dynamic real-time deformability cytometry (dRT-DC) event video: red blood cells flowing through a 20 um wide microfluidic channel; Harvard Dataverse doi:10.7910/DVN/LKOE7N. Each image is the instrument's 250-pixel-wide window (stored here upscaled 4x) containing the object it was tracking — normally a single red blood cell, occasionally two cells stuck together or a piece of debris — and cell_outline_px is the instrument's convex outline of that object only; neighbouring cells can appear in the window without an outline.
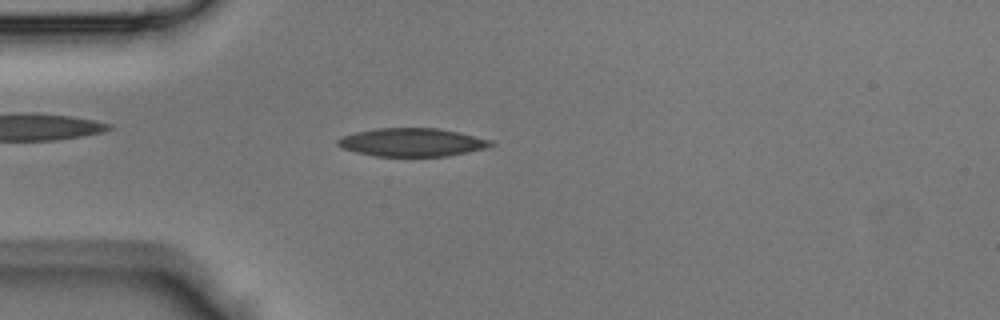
{"species": "Egyptian fruit bat (a non-hibernating species)", "species_latin": "Rousettus aegyptiacus", "temperature_condition": "room temperature", "stored_images_in_passage": 41, "camera_frame_rate_fps": 3000, "um_per_image_px": 0.085, "animal": {"sex": "male"}, "frame": {"image": 1, "passage_image": 10, "time_ms": 3.0, "image_size_px": [1000, 320], "cell_outline_px": [[492, 144], [484, 148], [468, 152], [448, 156], [376, 156], [356, 152], [344, 148], [336, 144], [336, 140], [340, 136], [356, 132], [376, 128], [440, 128], [460, 132], [492, 140]], "centroid_in_image_um": [35.0, 12.09], "position_along_channel_um": 50.0, "area_um2": 25.2}}
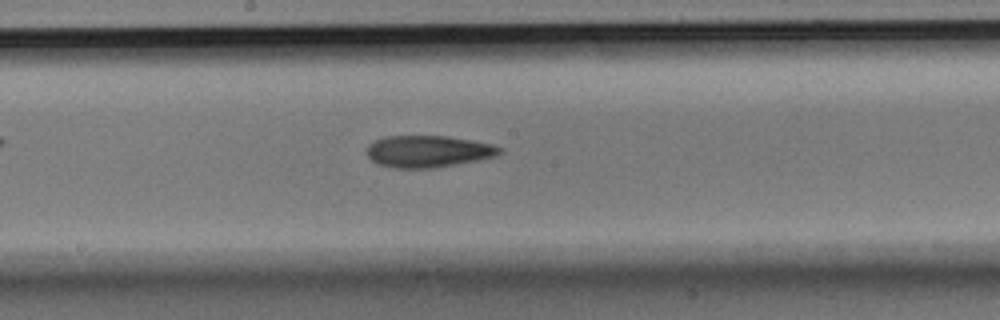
{"frame": {"image": 2, "passage_image": 21, "time_ms": 6.667, "image_size_px": [1000, 320], "cell_outline_px": [[504, 152], [496, 156], [480, 160], [432, 168], [396, 168], [376, 164], [368, 156], [368, 144], [384, 136], [448, 136], [472, 140], [492, 144], [504, 148]], "centroid_in_image_um": [36.44, 12.86], "position_along_channel_um": 211.8, "area_um2": 24.8}}
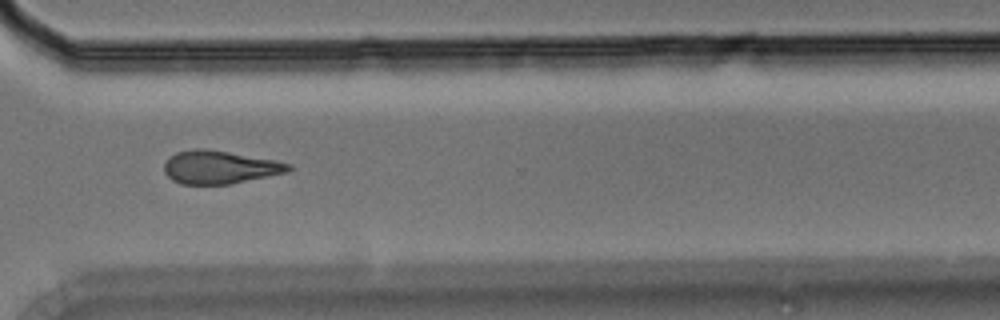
{"frame": {"image": 3, "passage_image": 30, "time_ms": 9.667, "image_size_px": [1000, 320], "cell_outline_px": [[292, 168], [288, 172], [228, 184], [180, 184], [172, 180], [164, 172], [164, 164], [176, 152], [196, 148], [200, 148], [228, 152], [272, 160], [292, 164]], "centroid_in_image_um": [18.65, 14.22], "position_along_channel_um": 351.9, "area_um2": 23.58}}